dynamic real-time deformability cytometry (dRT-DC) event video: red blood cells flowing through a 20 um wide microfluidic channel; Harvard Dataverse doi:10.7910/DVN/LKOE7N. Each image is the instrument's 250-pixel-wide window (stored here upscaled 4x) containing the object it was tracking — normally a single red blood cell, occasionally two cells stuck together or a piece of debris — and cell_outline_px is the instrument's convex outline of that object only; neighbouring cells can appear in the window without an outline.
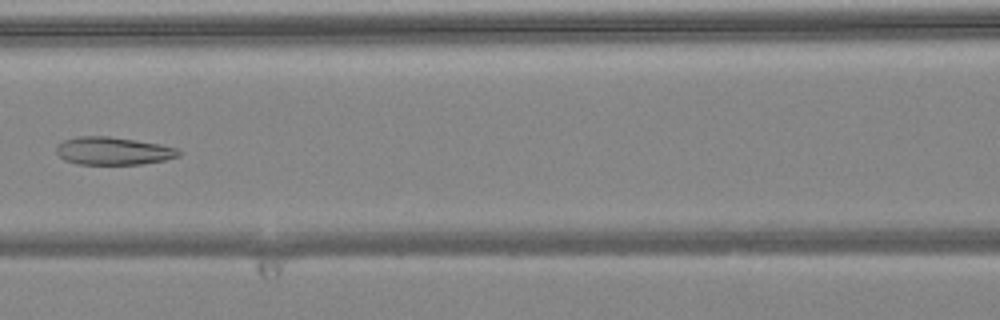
{"species": "common noctule bat (a hibernating species)", "species_latin": "Nyctalus noctula", "temperature_condition": "warm", "stored_images_in_passage": 6, "camera_frame_rate_fps": 3000, "um_per_image_px": 0.085, "animal": {"sex": "female", "body_mass_g": 24.6, "forearm_length_mm": 56.2}, "frame": {"image": 1, "passage_image": 6, "time_ms": 1.667, "image_size_px": [1000, 320], "cell_outline_px": [[180, 156], [164, 160], [140, 164], [76, 164], [64, 160], [56, 152], [56, 148], [64, 140], [76, 136], [108, 136], [136, 140], [160, 144], [176, 148], [180, 152]], "centroid_in_image_um": [9.61, 12.83], "position_along_channel_um": 157.0, "area_um2": 19.77}}